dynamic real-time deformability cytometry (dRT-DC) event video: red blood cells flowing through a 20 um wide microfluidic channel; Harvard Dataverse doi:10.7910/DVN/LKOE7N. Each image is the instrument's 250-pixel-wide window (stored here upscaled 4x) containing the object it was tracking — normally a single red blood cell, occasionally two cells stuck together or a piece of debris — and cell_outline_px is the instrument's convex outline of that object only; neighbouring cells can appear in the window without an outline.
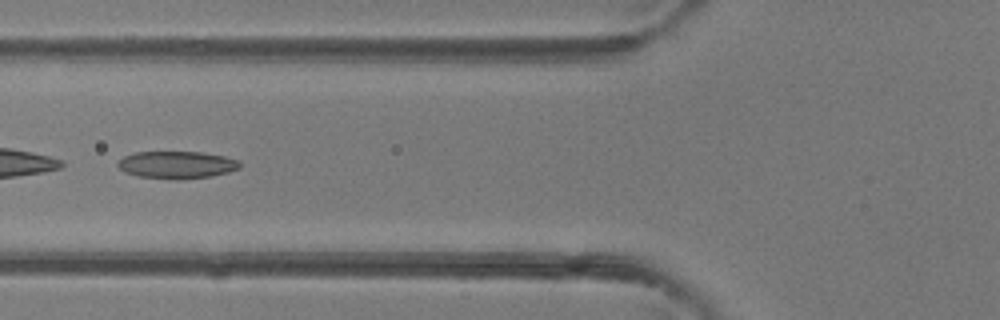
{"species": "common noctule bat (a hibernating species)", "species_latin": "Nyctalus noctula", "temperature_condition": "room temperature", "stored_images_in_passage": 7, "segment_of_instrument_passage": [1, 2], "camera_frame_rate_fps": 3000, "um_per_image_px": 0.085, "animal": {"sex": "female"}, "frame": {"image": 1, "passage_image": 5, "time_ms": 4.667, "image_size_px": [1000, 320], "cell_outline_px": [[240, 168], [228, 172], [212, 176], [180, 180], [172, 180], [136, 176], [124, 172], [116, 164], [116, 160], [124, 156], [136, 152], [200, 152], [224, 156], [240, 160]], "centroid_in_image_um": [15.0, 14.02], "position_along_channel_um": 110.8, "area_um2": 19.77}}
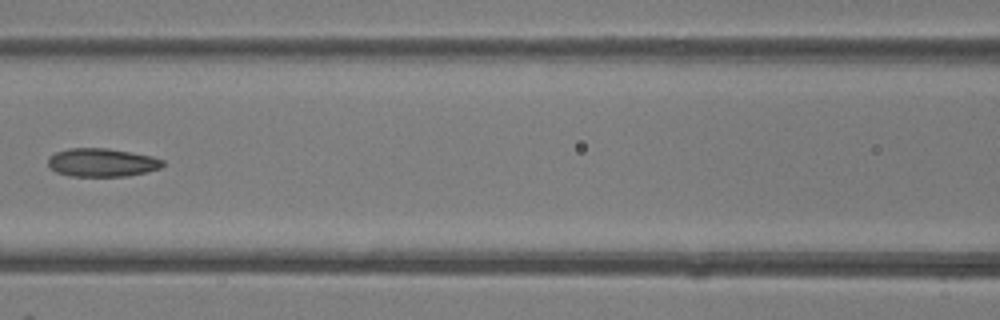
{"frame": {"image": 2, "passage_image": 6, "time_ms": 5.667, "image_size_px": [1000, 320], "cell_outline_px": [[164, 164], [160, 168], [128, 176], [68, 176], [56, 172], [48, 164], [48, 156], [56, 152], [68, 148], [108, 148], [152, 156], [164, 160]], "centroid_in_image_um": [8.64, 13.81], "position_along_channel_um": 158.0, "area_um2": 18.96}}